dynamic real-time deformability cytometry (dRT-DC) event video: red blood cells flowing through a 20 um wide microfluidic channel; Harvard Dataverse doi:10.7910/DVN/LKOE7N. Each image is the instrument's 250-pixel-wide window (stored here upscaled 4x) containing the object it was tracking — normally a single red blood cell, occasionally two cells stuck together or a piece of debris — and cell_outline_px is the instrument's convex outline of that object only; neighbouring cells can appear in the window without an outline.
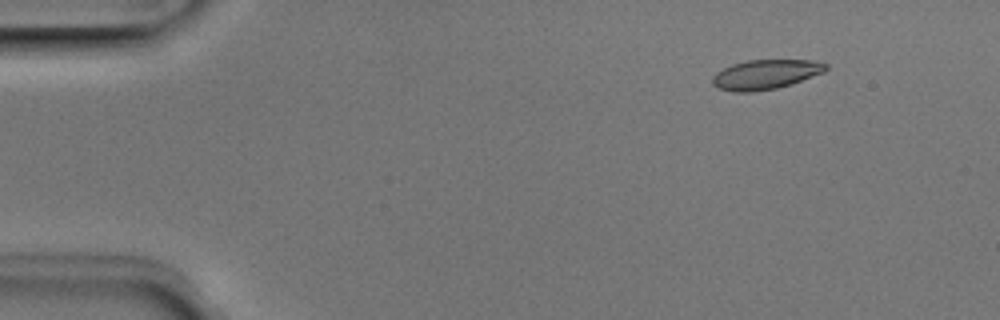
{"species": "Egyptian fruit bat (a non-hibernating species)", "species_latin": "Rousettus aegyptiacus", "temperature_condition": "room temperature", "stored_images_in_passage": 7, "camera_frame_rate_fps": 3000, "um_per_image_px": 0.085, "animal": {"sex": "male"}, "frame": {"image": 1, "passage_image": 2, "time_ms": 0.333, "image_size_px": [1000, 320], "cell_outline_px": [[828, 68], [824, 72], [792, 84], [776, 88], [752, 92], [732, 92], [720, 88], [712, 84], [712, 76], [716, 72], [732, 64], [748, 60], [812, 60], [828, 64]], "centroid_in_image_um": [65.07, 6.33], "position_along_channel_um": 19.9, "area_um2": 19.59}}
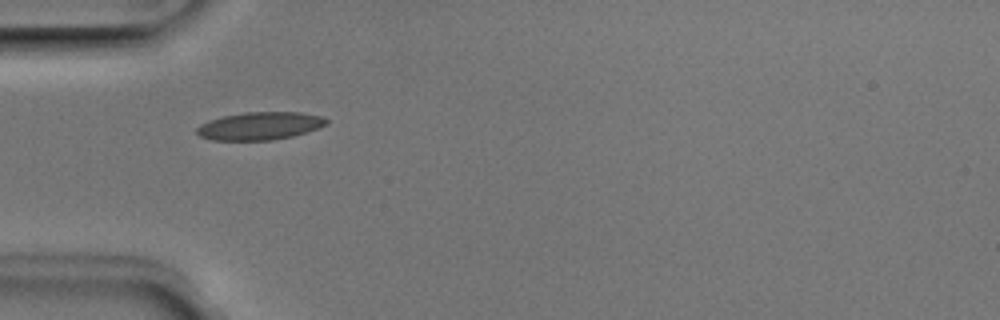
{"frame": {"image": 2, "passage_image": 5, "time_ms": 1.333, "image_size_px": [1000, 320], "cell_outline_px": [[328, 124], [320, 128], [292, 136], [272, 140], [212, 140], [200, 136], [196, 132], [196, 128], [200, 124], [208, 120], [224, 116], [244, 112], [300, 112], [324, 116], [328, 120]], "centroid_in_image_um": [22.11, 10.7], "position_along_channel_um": 62.9, "area_um2": 21.15}}
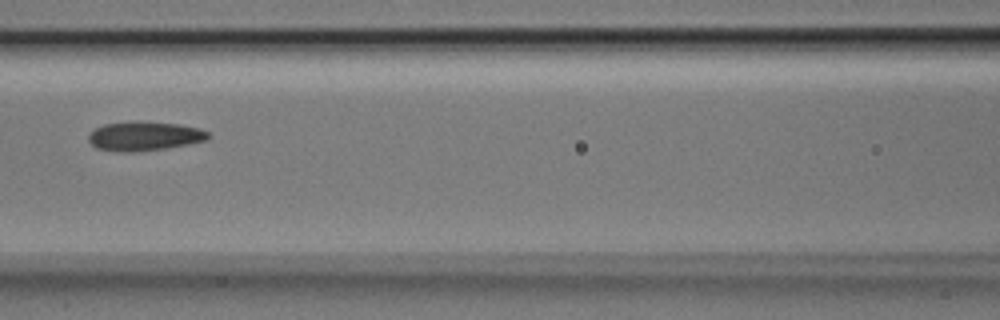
{"frame": {"image": 3, "passage_image": 7, "time_ms": 2.0, "image_size_px": [1000, 320], "cell_outline_px": [[212, 136], [208, 140], [188, 144], [164, 148], [132, 152], [120, 152], [96, 148], [88, 140], [88, 136], [96, 128], [104, 124], [132, 120], [136, 120], [180, 124], [200, 128], [208, 132]], "centroid_in_image_um": [12.3, 11.55], "position_along_channel_um": 154.3, "area_um2": 20.58}}